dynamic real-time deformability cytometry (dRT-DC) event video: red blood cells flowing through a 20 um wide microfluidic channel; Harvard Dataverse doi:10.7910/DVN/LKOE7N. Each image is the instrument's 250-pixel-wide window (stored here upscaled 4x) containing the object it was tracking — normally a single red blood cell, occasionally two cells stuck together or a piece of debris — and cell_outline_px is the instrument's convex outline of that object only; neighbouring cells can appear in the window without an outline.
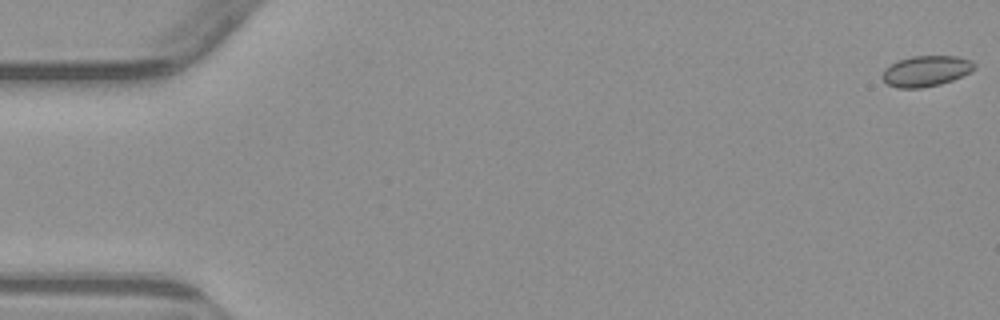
{"species": "common noctule bat (a hibernating species)", "species_latin": "Nyctalus noctula", "temperature_condition": "warm", "stored_images_in_passage": 5, "camera_frame_rate_fps": 3000, "um_per_image_px": 0.085, "animal": {"sex": "male", "body_mass_g": 23.1, "forearm_length_mm": 52.7}, "frame": {"image": 1, "passage_image": 1, "time_ms": 0.0, "image_size_px": [1000, 320], "cell_outline_px": [[976, 68], [952, 80], [940, 84], [920, 88], [896, 88], [888, 84], [880, 76], [884, 68], [896, 60], [912, 56], [960, 56], [972, 60], [976, 64]], "centroid_in_image_um": [78.68, 6.02], "position_along_channel_um": 6.3, "area_um2": 16.65}}
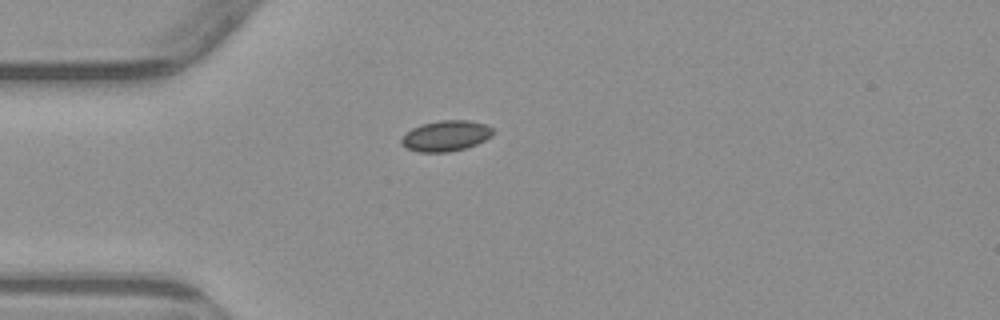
{"frame": {"image": 2, "passage_image": 4, "time_ms": 4.667, "image_size_px": [1000, 320], "cell_outline_px": [[496, 132], [492, 136], [476, 144], [464, 148], [448, 152], [420, 152], [408, 148], [400, 144], [400, 140], [412, 128], [424, 124], [440, 120], [468, 120], [488, 124]], "centroid_in_image_um": [37.95, 11.54], "position_along_channel_um": 47.1, "area_um2": 16.3}}